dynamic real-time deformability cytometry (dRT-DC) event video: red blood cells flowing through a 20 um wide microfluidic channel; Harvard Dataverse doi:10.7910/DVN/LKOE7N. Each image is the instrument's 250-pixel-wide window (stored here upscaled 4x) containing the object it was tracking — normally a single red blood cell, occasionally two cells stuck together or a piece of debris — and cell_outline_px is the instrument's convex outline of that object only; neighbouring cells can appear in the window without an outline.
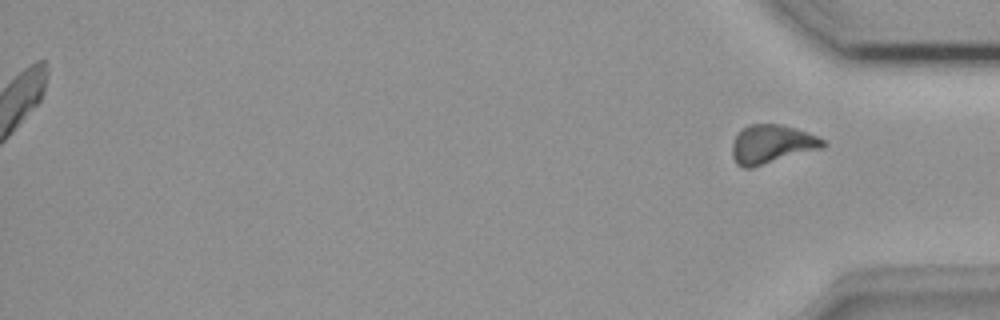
{"species": "common noctule bat (a hibernating species)", "species_latin": "Nyctalus noctula", "temperature_condition": "room temperature", "stored_images_in_passage": 36, "segment_of_instrument_passage": [2, 2], "camera_frame_rate_fps": 3000, "um_per_image_px": 0.085, "animal": {"sex": "female", "body_mass_g": 18.4}, "frame": {"image": 1, "passage_image": 36, "time_ms": 11.667, "image_size_px": [1000, 320], "cell_outline_px": [[828, 144], [824, 148], [752, 168], [744, 168], [736, 164], [732, 156], [732, 144], [736, 136], [748, 124], [780, 124], [796, 128], [808, 132], [824, 140]], "centroid_in_image_um": [65.62, 12.27], "position_along_channel_um": 369.6, "area_um2": 20.69}}